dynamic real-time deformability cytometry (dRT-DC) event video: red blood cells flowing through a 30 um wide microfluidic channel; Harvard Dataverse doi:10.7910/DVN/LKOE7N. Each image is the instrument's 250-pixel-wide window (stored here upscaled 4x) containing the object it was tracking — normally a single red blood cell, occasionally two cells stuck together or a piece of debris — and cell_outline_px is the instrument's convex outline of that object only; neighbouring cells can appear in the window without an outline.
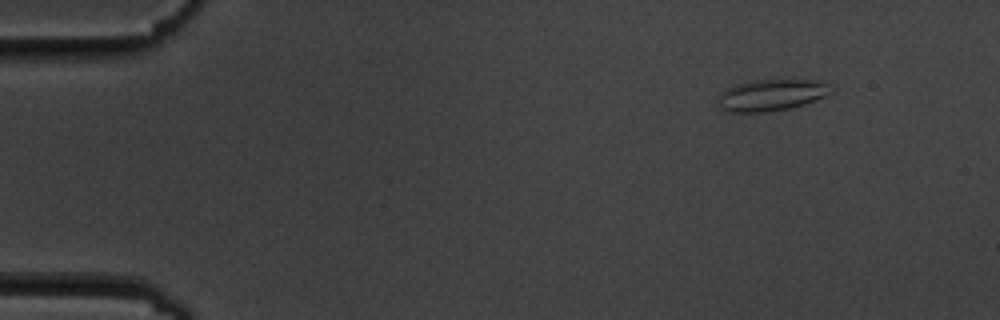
{"species": "common noctule bat (a hibernating species)", "species_latin": "Nyctalus noctula", "temperature_condition": "cold", "stored_images_in_passage": 5, "camera_frame_rate_fps": 3000, "um_per_image_px": 0.085, "animal": {"sex": "male", "body_mass_g": 19.5, "forearm_length_mm": 54.6}, "frame": {"image": 1, "passage_image": 2, "time_ms": 2.0, "image_size_px": [1000, 320], "cell_outline_px": [[836, 88], [832, 92], [824, 96], [804, 104], [792, 108], [768, 112], [728, 112], [720, 108], [720, 92], [736, 84], [756, 80], [820, 80]], "centroid_in_image_um": [65.62, 8.08], "position_along_channel_um": 19.4, "area_um2": 20.75}}
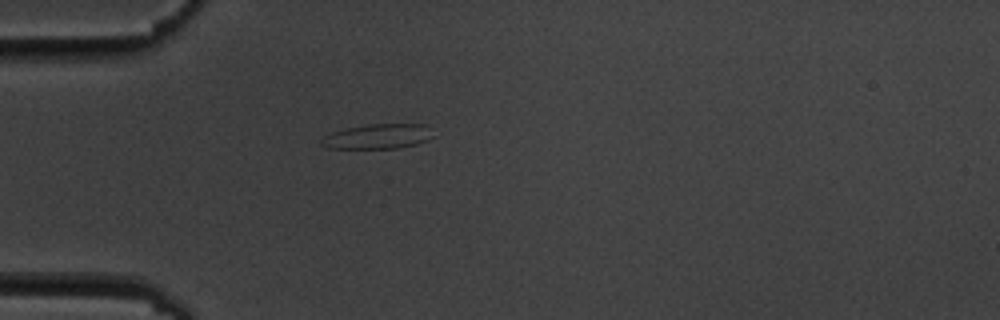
{"frame": {"image": 2, "passage_image": 5, "time_ms": 5.333, "image_size_px": [1000, 320], "cell_outline_px": [[432, 136], [428, 140], [416, 144], [400, 148], [328, 148], [320, 144], [320, 140], [324, 136], [332, 132], [348, 128], [368, 124], [424, 124]], "centroid_in_image_um": [32.07, 11.6], "position_along_channel_um": 52.9, "area_um2": 15.95}}